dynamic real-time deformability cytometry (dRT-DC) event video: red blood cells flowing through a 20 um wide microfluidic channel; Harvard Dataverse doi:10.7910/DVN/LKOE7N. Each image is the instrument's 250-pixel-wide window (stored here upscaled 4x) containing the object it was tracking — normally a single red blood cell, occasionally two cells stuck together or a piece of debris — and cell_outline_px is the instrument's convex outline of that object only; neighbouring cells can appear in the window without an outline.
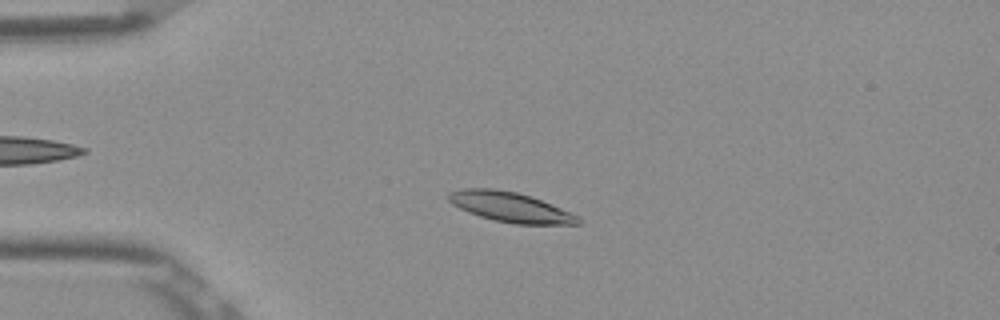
{"species": "Egyptian fruit bat (a non-hibernating species)", "species_latin": "Rousettus aegyptiacus", "temperature_condition": "room temperature", "stored_images_in_passage": 53, "camera_frame_rate_fps": 3000, "um_per_image_px": 0.085, "frame": {"image": 1, "passage_image": 13, "time_ms": 4.0, "image_size_px": [1000, 320], "cell_outline_px": [[580, 224], [516, 224], [496, 220], [480, 216], [468, 212], [452, 204], [448, 200], [448, 192], [460, 188], [492, 188], [516, 192], [540, 200], [580, 216]], "centroid_in_image_um": [43.34, 17.59], "position_along_channel_um": 41.7, "area_um2": 22.31}}
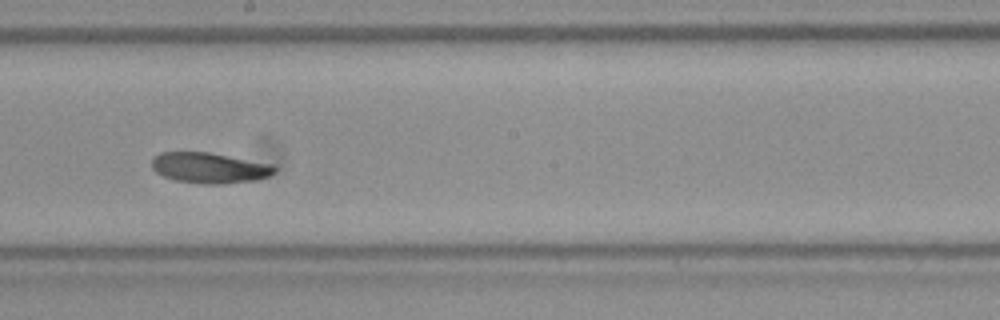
{"frame": {"image": 2, "passage_image": 30, "time_ms": 9.667, "image_size_px": [1000, 320], "cell_outline_px": [[276, 172], [268, 176], [256, 180], [224, 184], [204, 184], [176, 180], [164, 176], [156, 172], [152, 168], [152, 156], [160, 152], [208, 152], [272, 164], [276, 168]], "centroid_in_image_um": [17.79, 14.27], "position_along_channel_um": 230.4, "area_um2": 21.91}}
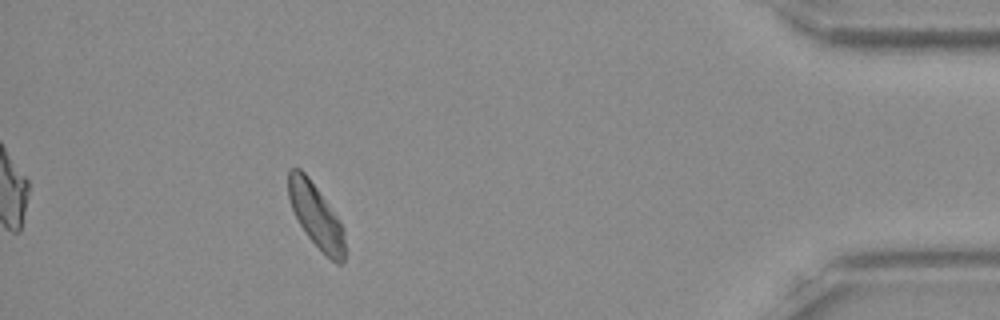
{"frame": {"image": 3, "passage_image": 48, "time_ms": 15.667, "image_size_px": [1000, 320], "cell_outline_px": [[344, 260], [340, 264], [336, 264], [308, 236], [300, 224], [292, 208], [288, 196], [288, 168], [300, 168], [308, 176], [340, 220], [344, 228]], "centroid_in_image_um": [26.86, 18.29], "position_along_channel_um": 408.3, "area_um2": 20.63}, "authors_computed_cell_mechanics": {"area_um2": 21.9062, "velocity_mm_per_s": 3.8336, "shape_relaxation_time_tau1_ms": 4.1039, "shape_relaxation_time_tau2_ms": null, "deformation_change_tau1": 0.107, "deformation_change_tau2": null}}